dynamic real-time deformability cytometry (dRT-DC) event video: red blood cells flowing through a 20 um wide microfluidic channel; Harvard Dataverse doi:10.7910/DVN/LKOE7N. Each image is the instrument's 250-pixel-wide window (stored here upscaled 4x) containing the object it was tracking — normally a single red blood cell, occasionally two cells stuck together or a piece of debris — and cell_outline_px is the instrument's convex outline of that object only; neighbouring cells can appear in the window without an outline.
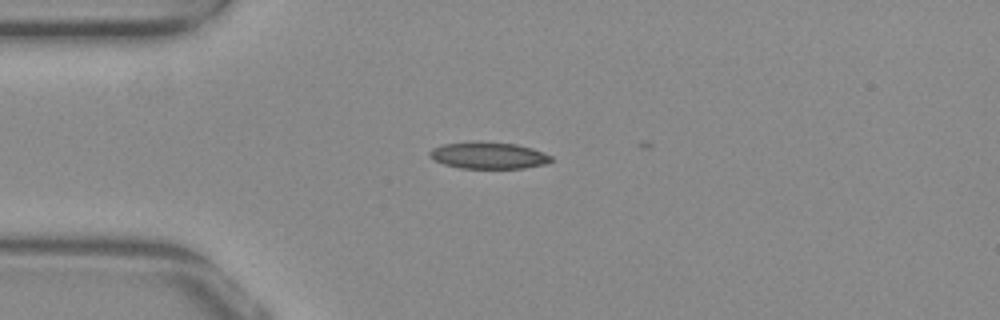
{"species": "common noctule bat (a hibernating species)", "species_latin": "Nyctalus noctula", "temperature_condition": "warm", "stored_images_in_passage": 6, "camera_frame_rate_fps": 3000, "um_per_image_px": 0.085, "animal": {"sex": "female", "body_mass_g": 29.2, "forearm_length_mm": 56.3}, "frame": {"image": 1, "passage_image": 1, "time_ms": 0.0, "image_size_px": [1000, 320], "cell_outline_px": [[552, 160], [548, 164], [524, 168], [460, 168], [444, 164], [436, 160], [428, 152], [432, 148], [444, 144], [476, 140], [516, 144], [532, 148], [544, 152], [552, 156]], "centroid_in_image_um": [41.56, 13.2], "position_along_channel_um": 43.4, "area_um2": 19.07}}
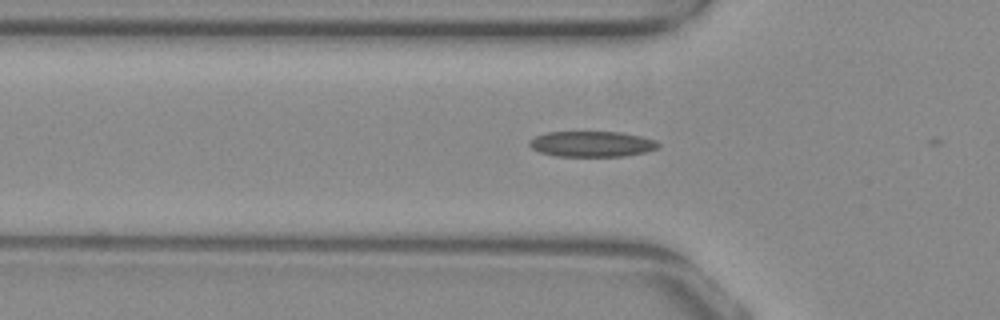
{"frame": {"image": 2, "passage_image": 5, "time_ms": 1.333, "image_size_px": [1000, 320], "cell_outline_px": [[660, 148], [644, 152], [624, 156], [556, 156], [540, 152], [532, 148], [528, 144], [528, 140], [536, 136], [548, 132], [620, 132], [640, 136], [656, 140], [660, 144]], "centroid_in_image_um": [50.31, 12.24], "position_along_channel_um": 75.5, "area_um2": 19.25}}